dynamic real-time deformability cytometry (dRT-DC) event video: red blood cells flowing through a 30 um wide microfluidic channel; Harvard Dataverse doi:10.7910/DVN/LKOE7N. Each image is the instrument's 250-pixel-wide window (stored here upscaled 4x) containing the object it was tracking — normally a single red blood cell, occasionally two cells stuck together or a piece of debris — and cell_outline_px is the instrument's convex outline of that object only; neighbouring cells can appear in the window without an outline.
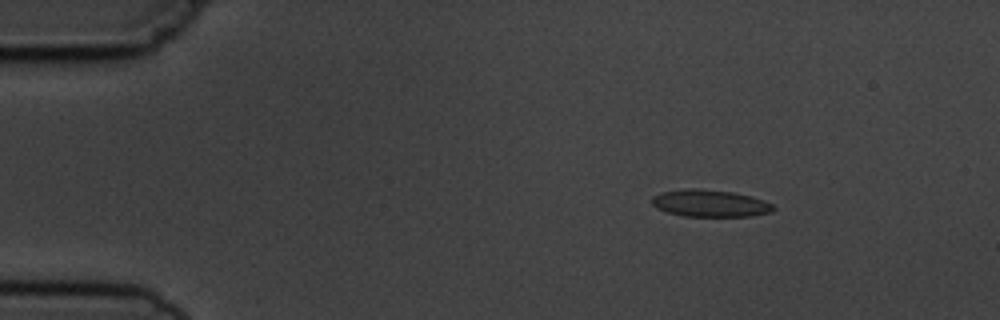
{"species": "common noctule bat (a hibernating species)", "species_latin": "Nyctalus noctula", "temperature_condition": "cold", "stored_images_in_passage": 5, "camera_frame_rate_fps": 3000, "um_per_image_px": 0.085, "animal": {"sex": "male", "body_mass_g": 19.5, "forearm_length_mm": 54.6}, "frame": {"image": 1, "passage_image": 3, "time_ms": 2.333, "image_size_px": [1000, 320], "cell_outline_px": [[776, 208], [772, 212], [752, 216], [684, 216], [668, 212], [656, 208], [652, 204], [652, 196], [660, 192], [688, 188], [696, 188], [732, 192], [752, 196], [764, 200], [772, 204]], "centroid_in_image_um": [60.36, 17.28], "position_along_channel_um": 24.6, "area_um2": 19.25}}